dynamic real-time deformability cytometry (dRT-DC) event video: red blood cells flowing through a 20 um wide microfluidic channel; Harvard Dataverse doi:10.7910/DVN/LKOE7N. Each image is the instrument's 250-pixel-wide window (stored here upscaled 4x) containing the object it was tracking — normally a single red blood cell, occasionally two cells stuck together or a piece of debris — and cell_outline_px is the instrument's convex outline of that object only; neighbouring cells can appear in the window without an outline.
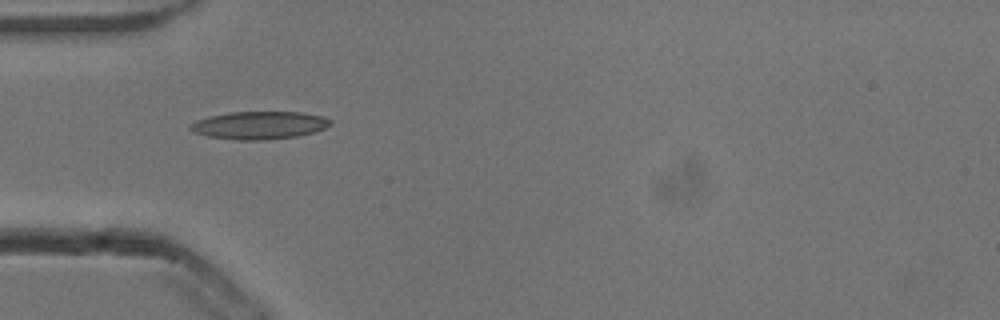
{"species": "common noctule bat (a hibernating species)", "species_latin": "Nyctalus noctula", "temperature_condition": "cold", "stored_images_in_passage": 38, "camera_frame_rate_fps": 3000, "um_per_image_px": 0.085, "animal": {"sex": "male", "body_mass_g": 13.3}, "frame": {"image": 1, "passage_image": 1, "time_ms": 0.0, "image_size_px": [1000, 320], "cell_outline_px": [[332, 124], [324, 128], [312, 132], [296, 136], [264, 140], [240, 140], [208, 136], [196, 132], [188, 128], [188, 124], [196, 120], [208, 116], [228, 112], [304, 112], [320, 116], [332, 120]], "centroid_in_image_um": [22.01, 10.63], "position_along_channel_um": 63.0, "area_um2": 22.6}}
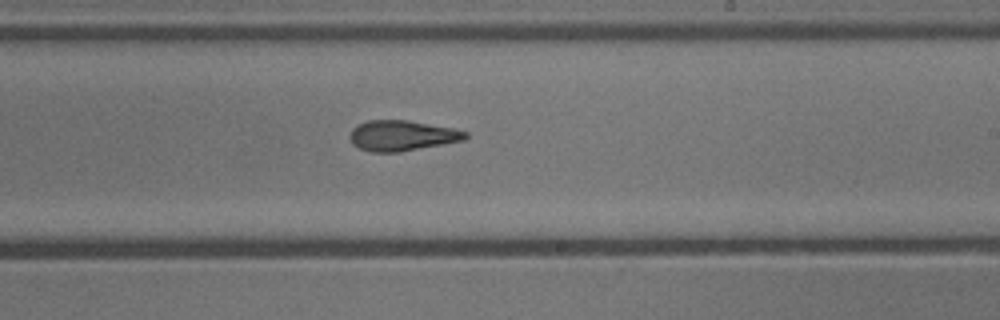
{"frame": {"image": 2, "passage_image": 16, "time_ms": 5.0, "image_size_px": [1000, 320], "cell_outline_px": [[468, 136], [464, 140], [400, 152], [372, 152], [360, 148], [352, 144], [348, 136], [352, 128], [368, 120], [408, 120], [456, 128], [468, 132]], "centroid_in_image_um": [34.18, 11.52], "position_along_channel_um": 254.8, "area_um2": 20.63}}
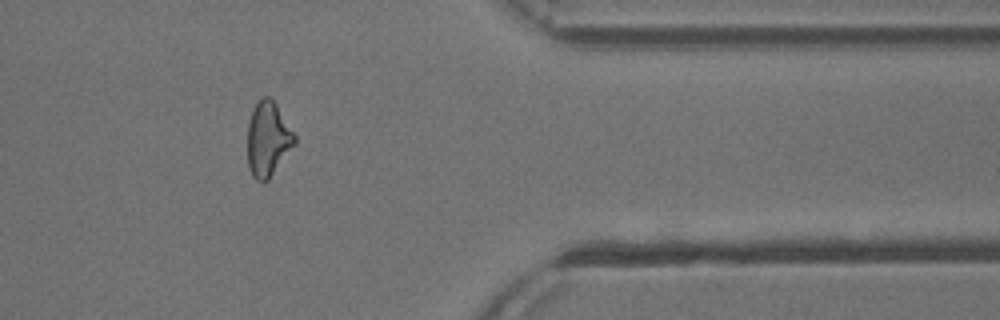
{"frame": {"image": 3, "passage_image": 28, "time_ms": 9.0, "image_size_px": [1000, 320], "cell_outline_px": [[296, 144], [268, 180], [256, 180], [252, 176], [248, 168], [248, 124], [252, 112], [260, 96], [268, 96], [276, 104], [296, 136]], "centroid_in_image_um": [22.78, 11.83], "position_along_channel_um": 388.6, "area_um2": 20.4}, "authors_computed_cell_mechanics": {"area_um2": 20.808, "velocity_mm_per_s": 3.8554, "shape_relaxation_time_tau1_ms": null, "shape_relaxation_time_tau2_ms": 3.1659, "deformation_change_tau1": null, "deformation_change_tau2": 0.1102}}